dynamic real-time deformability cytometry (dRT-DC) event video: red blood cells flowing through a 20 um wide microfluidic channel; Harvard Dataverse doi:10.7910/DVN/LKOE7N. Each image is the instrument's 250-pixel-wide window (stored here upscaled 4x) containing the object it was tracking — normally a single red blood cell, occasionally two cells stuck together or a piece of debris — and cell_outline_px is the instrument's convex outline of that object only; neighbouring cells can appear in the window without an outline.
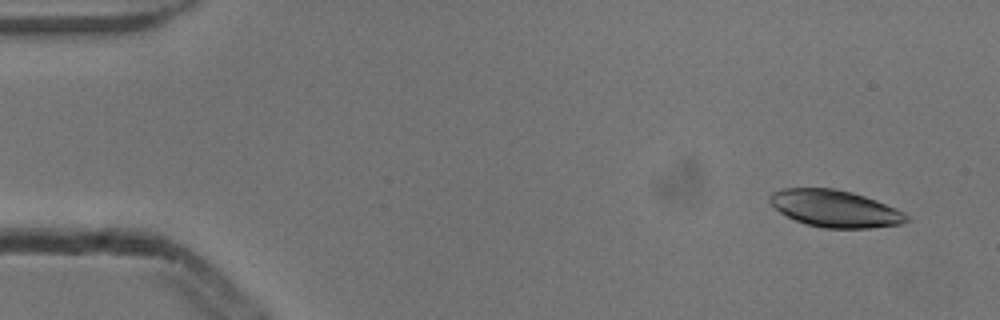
{"species": "common noctule bat (a hibernating species)", "species_latin": "Nyctalus noctula", "temperature_condition": "cold", "stored_images_in_passage": 4, "camera_frame_rate_fps": 3000, "um_per_image_px": 0.085, "animal": {"sex": "male", "body_mass_g": 13.3}, "frame": {"image": 1, "passage_image": 1, "time_ms": 0.0, "image_size_px": [1000, 320], "cell_outline_px": [[908, 220], [900, 224], [872, 228], [824, 228], [804, 224], [780, 212], [768, 200], [768, 196], [772, 192], [784, 188], [832, 188], [852, 192], [876, 200], [896, 208], [904, 212], [908, 216]], "centroid_in_image_um": [70.97, 17.73], "position_along_channel_um": 14.0, "area_um2": 29.42}}
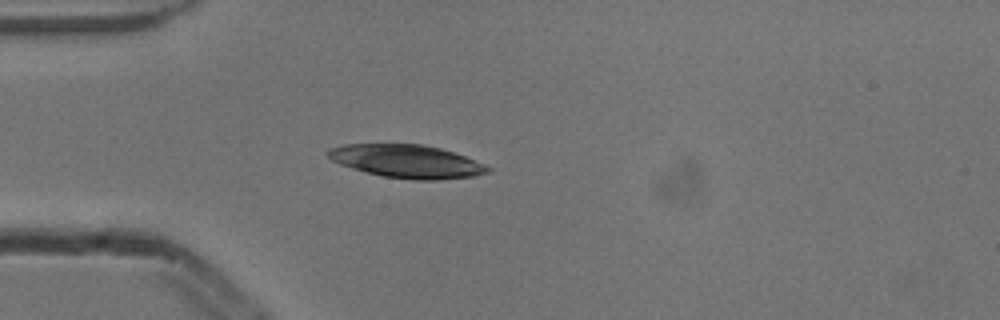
{"frame": {"image": 2, "passage_image": 4, "time_ms": 1.0, "image_size_px": [1000, 320], "cell_outline_px": [[492, 172], [472, 176], [440, 180], [412, 180], [384, 176], [352, 168], [340, 164], [332, 160], [324, 152], [328, 148], [344, 144], [420, 144], [440, 148], [464, 156], [484, 164], [492, 168]], "centroid_in_image_um": [34.57, 13.71], "position_along_channel_um": 50.4, "area_um2": 30.81}}